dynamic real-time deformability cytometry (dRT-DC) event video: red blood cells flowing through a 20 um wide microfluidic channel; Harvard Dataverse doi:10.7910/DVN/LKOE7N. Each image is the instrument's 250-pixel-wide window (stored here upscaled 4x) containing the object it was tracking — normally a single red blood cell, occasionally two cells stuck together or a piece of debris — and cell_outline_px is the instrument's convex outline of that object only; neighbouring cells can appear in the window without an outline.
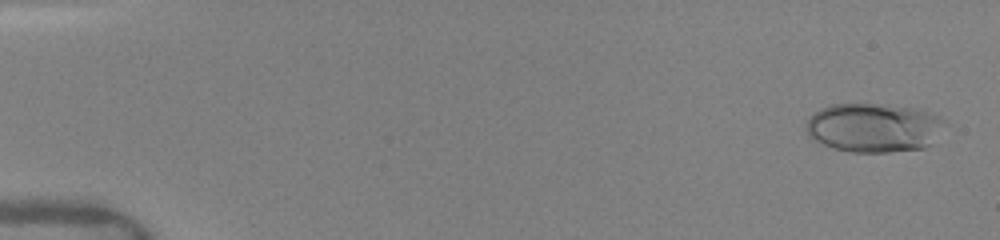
{"species": "human", "species_latin": "Homo sapiens", "temperature_condition": "warm", "stored_images_in_passage": 56, "camera_frame_rate_fps": 3000, "um_per_image_px": 0.085, "donor": {"sex": "female"}, "frame": {"image": 1, "passage_image": 2, "time_ms": 0.333, "image_size_px": [1000, 240], "cell_outline_px": [[948, 124], [932, 144], [924, 148], [888, 152], [852, 152], [836, 148], [812, 140], [808, 136], [808, 120], [820, 108], [832, 104], [876, 104], [912, 108], [940, 116]], "centroid_in_image_um": [74.32, 10.86], "position_along_channel_um": 10.7, "area_um2": 39.48}}
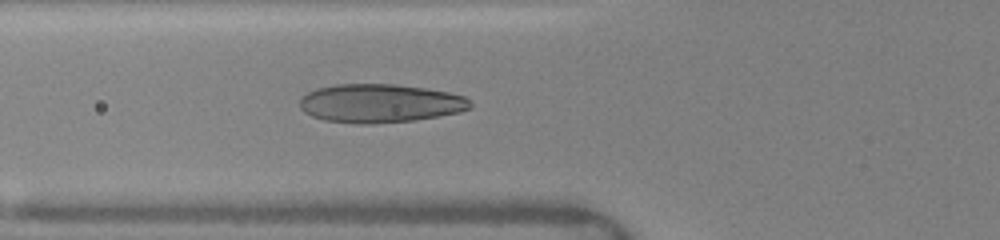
{"frame": {"image": 2, "passage_image": 20, "time_ms": 6.0, "image_size_px": [1000, 240], "cell_outline_px": [[472, 108], [460, 112], [416, 120], [372, 124], [360, 124], [324, 120], [312, 116], [304, 112], [300, 108], [300, 100], [308, 92], [316, 88], [336, 84], [396, 84], [424, 88], [448, 92], [464, 96], [472, 104]], "centroid_in_image_um": [32.3, 8.78], "position_along_channel_um": 93.5, "area_um2": 38.44}}
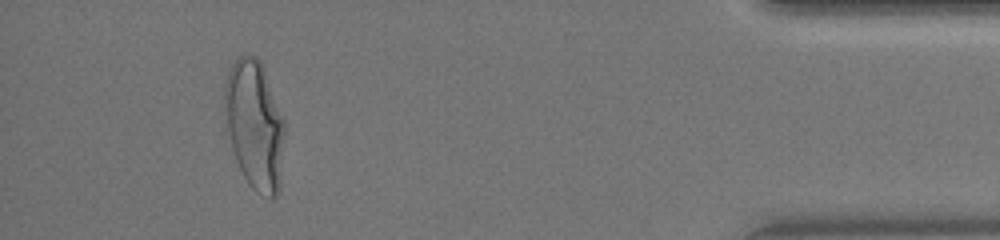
{"frame": {"image": 3, "passage_image": 52, "time_ms": 15.0, "image_size_px": [1000, 240], "cell_outline_px": [[284, 132], [280, 188], [276, 196], [272, 200], [256, 192], [248, 184], [236, 160], [232, 148], [228, 132], [224, 108], [224, 84], [228, 72], [232, 64], [244, 52], [256, 56], [260, 60], [264, 68], [284, 120]], "centroid_in_image_um": [21.64, 10.6], "position_along_channel_um": 413.6, "area_um2": 45.26}, "authors_computed_cell_mechanics": {"area_um2": 36.6741, "velocity_mm_per_s": 4.1178, "shape_relaxation_time_tau1_ms": 5.7642, "shape_relaxation_time_tau2_ms": null, "deformation_change_tau1": 0.2431, "deformation_change_tau2": null}}